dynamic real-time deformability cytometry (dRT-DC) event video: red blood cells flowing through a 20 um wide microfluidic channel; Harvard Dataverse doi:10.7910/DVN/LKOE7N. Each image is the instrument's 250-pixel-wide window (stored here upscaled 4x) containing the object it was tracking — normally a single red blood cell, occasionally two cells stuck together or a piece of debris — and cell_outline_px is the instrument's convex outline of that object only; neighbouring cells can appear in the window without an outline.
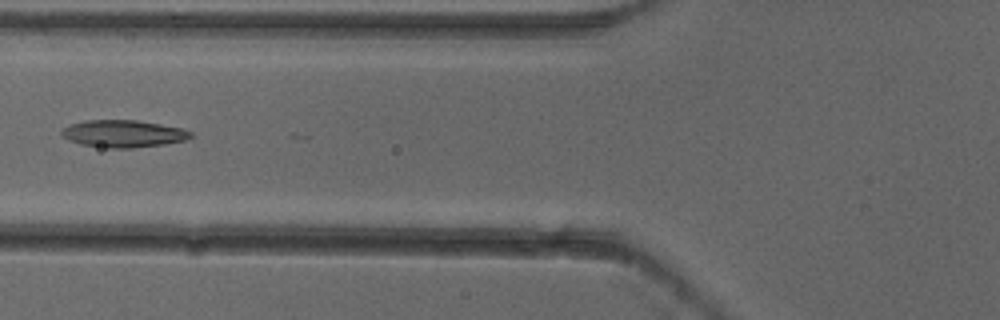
{"species": "common noctule bat (a hibernating species)", "species_latin": "Nyctalus noctula", "temperature_condition": "cold", "stored_images_in_passage": 5, "camera_frame_rate_fps": 3000, "um_per_image_px": 0.085, "animal": {"sex": "female"}, "frame": {"image": 1, "passage_image": 5, "time_ms": 1.333, "image_size_px": [1000, 320], "cell_outline_px": [[196, 136], [184, 140], [164, 144], [132, 148], [108, 148], [80, 144], [68, 140], [60, 132], [64, 128], [72, 124], [84, 120], [136, 120], [160, 124], [180, 128], [192, 132]], "centroid_in_image_um": [10.5, 11.36], "position_along_channel_um": 115.3, "area_um2": 20.4}}